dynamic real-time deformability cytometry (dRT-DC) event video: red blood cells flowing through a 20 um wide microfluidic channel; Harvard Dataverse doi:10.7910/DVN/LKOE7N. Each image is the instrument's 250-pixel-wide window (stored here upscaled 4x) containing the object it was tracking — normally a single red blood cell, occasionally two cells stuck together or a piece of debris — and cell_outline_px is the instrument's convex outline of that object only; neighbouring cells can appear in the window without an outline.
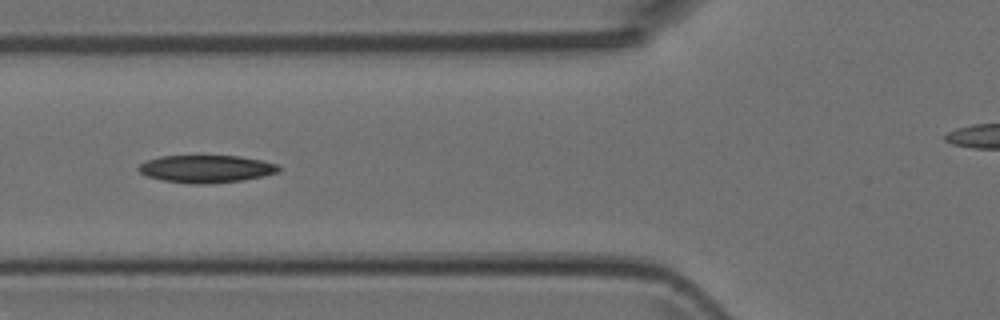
{"species": "Egyptian fruit bat (a non-hibernating species)", "species_latin": "Rousettus aegyptiacus", "temperature_condition": "room temperature", "stored_images_in_passage": 6, "camera_frame_rate_fps": 3000, "um_per_image_px": 0.085, "animal": {"sex": "female"}, "frame": {"image": 1, "passage_image": 6, "time_ms": 5.667, "image_size_px": [1000, 320], "cell_outline_px": [[280, 172], [264, 176], [244, 180], [212, 184], [188, 184], [164, 180], [148, 176], [140, 172], [136, 168], [140, 164], [148, 160], [160, 156], [240, 156], [260, 160], [276, 164], [280, 168]], "centroid_in_image_um": [17.55, 14.36], "position_along_channel_um": 108.3, "area_um2": 22.54}}